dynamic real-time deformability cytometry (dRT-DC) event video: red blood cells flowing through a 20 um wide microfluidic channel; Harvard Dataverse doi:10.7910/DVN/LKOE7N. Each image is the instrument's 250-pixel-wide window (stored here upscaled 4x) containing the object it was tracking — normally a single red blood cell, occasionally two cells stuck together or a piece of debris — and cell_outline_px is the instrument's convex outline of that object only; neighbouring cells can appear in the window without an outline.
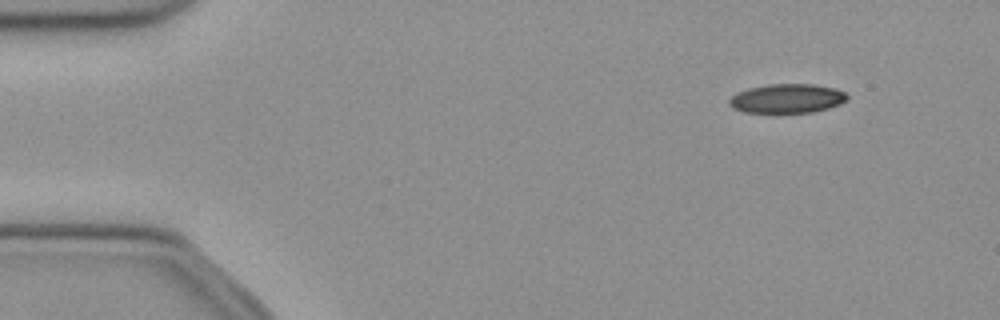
{"species": "common noctule bat (a hibernating species)", "species_latin": "Nyctalus noctula", "temperature_condition": "cold", "stored_images_in_passage": 47, "camera_frame_rate_fps": 3000, "um_per_image_px": 0.085, "animal": {"sex": "female", "body_mass_g": 21.9}, "frame": {"image": 1, "passage_image": 1, "time_ms": 0.0, "image_size_px": [1000, 320], "cell_outline_px": [[848, 100], [840, 104], [828, 108], [812, 112], [776, 116], [744, 112], [732, 108], [728, 104], [728, 100], [736, 92], [748, 88], [768, 84], [812, 84], [836, 88], [844, 92], [848, 96]], "centroid_in_image_um": [66.85, 8.42], "position_along_channel_um": 18.1, "area_um2": 21.1}}
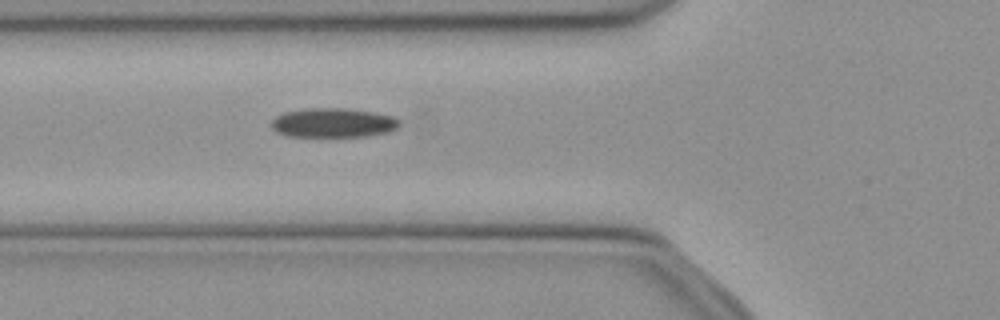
{"frame": {"image": 2, "passage_image": 14, "time_ms": 4.333, "image_size_px": [1000, 320], "cell_outline_px": [[400, 128], [388, 132], [364, 136], [288, 136], [276, 132], [272, 128], [272, 120], [276, 116], [284, 112], [308, 108], [348, 108], [372, 112], [392, 116], [400, 120]], "centroid_in_image_um": [28.34, 10.43], "position_along_channel_um": 97.5, "area_um2": 21.91}}
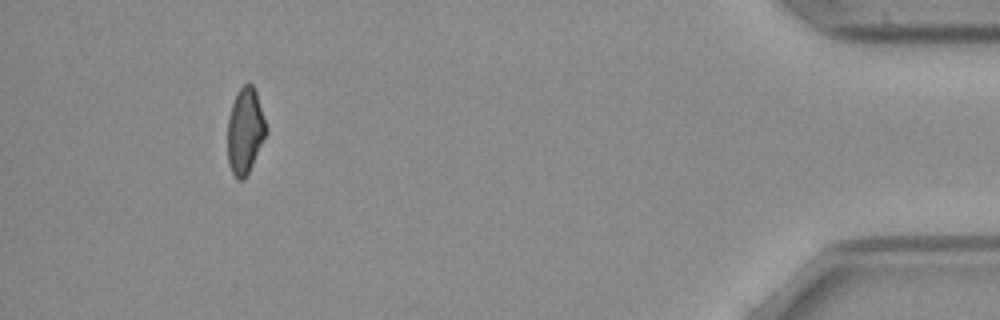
{"frame": {"image": 3, "passage_image": 43, "time_ms": 14.0, "image_size_px": [1000, 320], "cell_outline_px": [[268, 128], [252, 164], [244, 180], [240, 180], [232, 172], [228, 164], [228, 116], [236, 92], [244, 84], [252, 84], [256, 92]], "centroid_in_image_um": [20.82, 11.1], "position_along_channel_um": 414.4, "area_um2": 19.02}}